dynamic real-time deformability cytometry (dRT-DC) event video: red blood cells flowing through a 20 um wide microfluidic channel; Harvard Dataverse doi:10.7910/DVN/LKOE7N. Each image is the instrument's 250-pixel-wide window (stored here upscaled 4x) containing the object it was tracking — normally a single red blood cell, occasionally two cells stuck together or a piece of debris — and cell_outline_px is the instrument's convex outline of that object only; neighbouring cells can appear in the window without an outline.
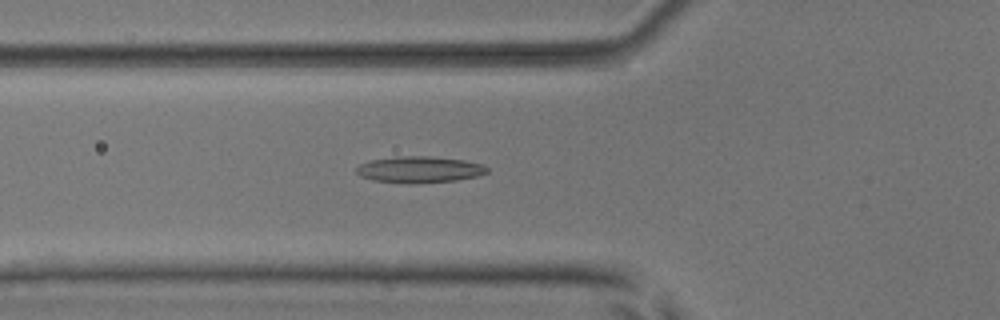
{"species": "common noctule bat (a hibernating species)", "species_latin": "Nyctalus noctula", "temperature_condition": "room temperature", "stored_images_in_passage": 47, "camera_frame_rate_fps": 3000, "um_per_image_px": 0.085, "animal": {"sex": "male", "body_mass_g": 17.9, "forearm_length_mm": 54.2}, "frame": {"image": 1, "passage_image": 13, "time_ms": 4.0, "image_size_px": [1000, 320], "cell_outline_px": [[488, 172], [476, 176], [456, 180], [408, 184], [372, 180], [360, 176], [356, 172], [356, 168], [360, 164], [372, 160], [396, 156], [428, 156], [464, 160], [484, 164], [488, 168]], "centroid_in_image_um": [35.64, 14.41], "position_along_channel_um": 90.2, "area_um2": 20.11}}
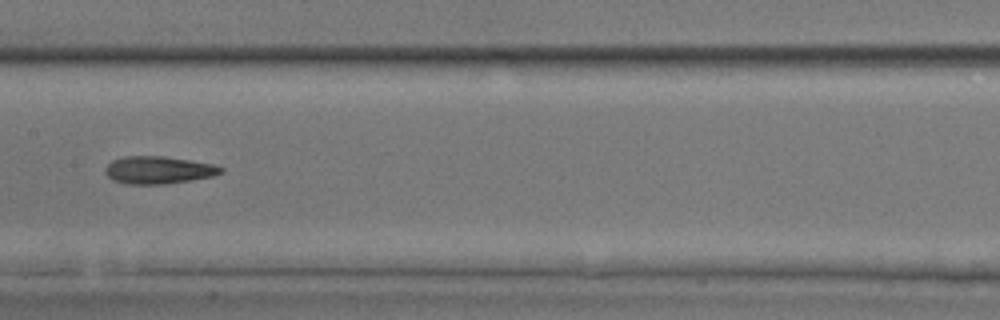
{"frame": {"image": 2, "passage_image": 21, "time_ms": 6.667, "image_size_px": [1000, 320], "cell_outline_px": [[224, 172], [212, 176], [192, 180], [164, 184], [124, 184], [112, 180], [104, 172], [104, 168], [112, 160], [124, 156], [164, 156], [212, 164], [224, 168]], "centroid_in_image_um": [13.43, 14.46], "position_along_channel_um": 194.0, "area_um2": 18.61}}
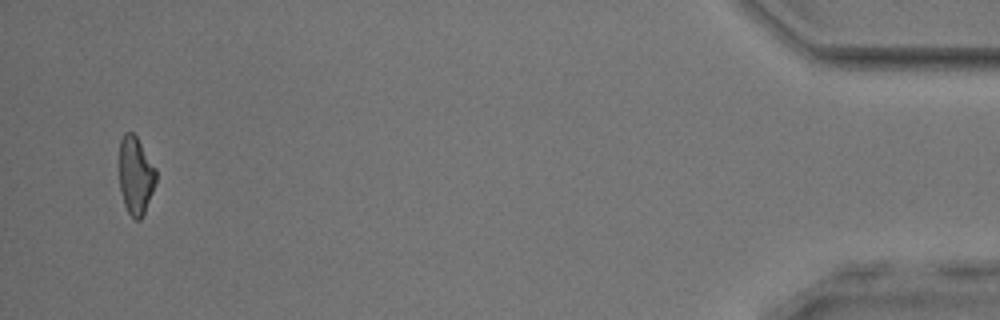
{"frame": {"image": 3, "passage_image": 45, "time_ms": 14.667, "image_size_px": [1000, 320], "cell_outline_px": [[156, 184], [144, 212], [140, 220], [136, 220], [128, 212], [124, 204], [120, 192], [120, 140], [124, 132], [132, 132], [136, 136], [156, 168]], "centroid_in_image_um": [11.53, 14.91], "position_along_channel_um": 423.7, "area_um2": 16.59}, "authors_computed_cell_mechanics": {"area_um2": 18.496, "velocity_mm_per_s": 3.8955, "shape_relaxation_time_tau1_ms": null, "shape_relaxation_time_tau2_ms": 3.8078, "deformation_change_tau1": null, "deformation_change_tau2": 0.1394}}